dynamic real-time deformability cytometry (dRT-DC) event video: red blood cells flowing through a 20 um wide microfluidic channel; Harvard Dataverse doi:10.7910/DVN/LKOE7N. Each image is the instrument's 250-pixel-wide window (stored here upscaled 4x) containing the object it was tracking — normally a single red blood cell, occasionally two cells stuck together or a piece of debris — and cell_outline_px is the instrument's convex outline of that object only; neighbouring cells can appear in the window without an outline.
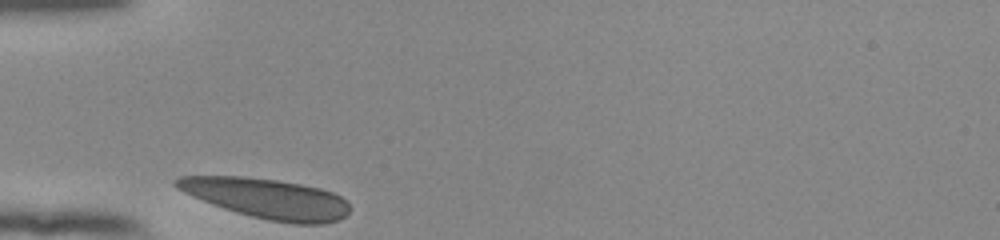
{"species": "human", "species_latin": "Homo sapiens", "temperature_condition": "room temperature", "stored_images_in_passage": 34, "camera_frame_rate_fps": 3000, "um_per_image_px": 0.085, "donor": {"sex": "female"}, "frame": {"image": 1, "passage_image": 1, "time_ms": 0.0, "image_size_px": [1000, 240], "cell_outline_px": [[348, 212], [340, 220], [324, 224], [296, 224], [268, 220], [236, 212], [212, 204], [192, 196], [176, 188], [172, 184], [172, 180], [180, 176], [244, 176], [276, 180], [300, 184], [320, 188], [332, 192], [348, 200]], "centroid_in_image_um": [22.68, 16.86], "position_along_channel_um": 62.3, "area_um2": 40.46}}
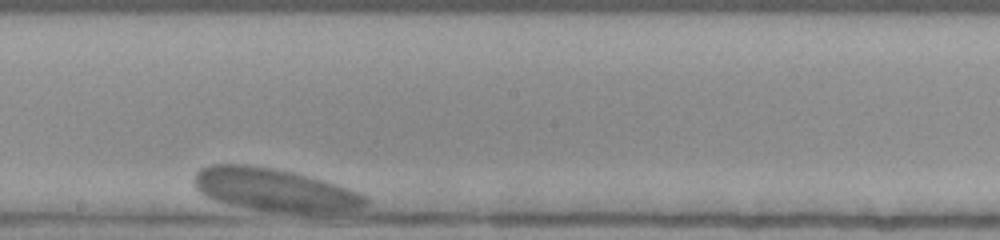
{"frame": {"image": 2, "passage_image": 19, "time_ms": 6.0, "image_size_px": [1000, 240], "cell_outline_px": [[368, 204], [364, 208], [328, 212], [288, 212], [248, 208], [228, 204], [216, 200], [200, 192], [196, 188], [192, 180], [196, 172], [200, 168], [208, 164], [248, 164], [296, 172], [312, 176], [360, 192], [368, 200]], "centroid_in_image_um": [23.33, 16.11], "position_along_channel_um": 224.9, "area_um2": 42.77}}
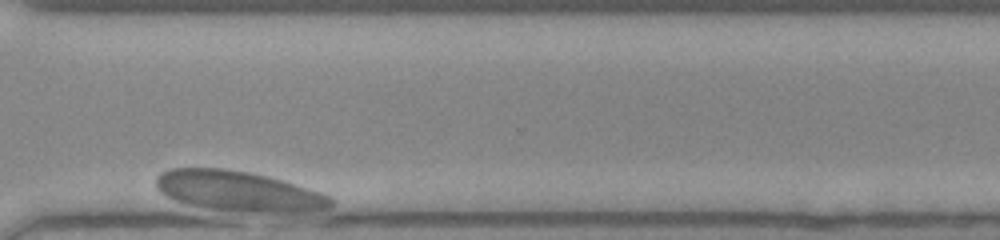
{"frame": {"image": 3, "passage_image": 33, "time_ms": 10.667, "image_size_px": [1000, 240], "cell_outline_px": [[332, 204], [328, 208], [212, 208], [188, 204], [176, 200], [160, 192], [156, 184], [156, 176], [160, 172], [168, 168], [224, 168], [252, 172], [284, 180], [320, 192], [328, 196], [332, 200]], "centroid_in_image_um": [20.08, 16.12], "position_along_channel_um": 350.5, "area_um2": 38.38}}